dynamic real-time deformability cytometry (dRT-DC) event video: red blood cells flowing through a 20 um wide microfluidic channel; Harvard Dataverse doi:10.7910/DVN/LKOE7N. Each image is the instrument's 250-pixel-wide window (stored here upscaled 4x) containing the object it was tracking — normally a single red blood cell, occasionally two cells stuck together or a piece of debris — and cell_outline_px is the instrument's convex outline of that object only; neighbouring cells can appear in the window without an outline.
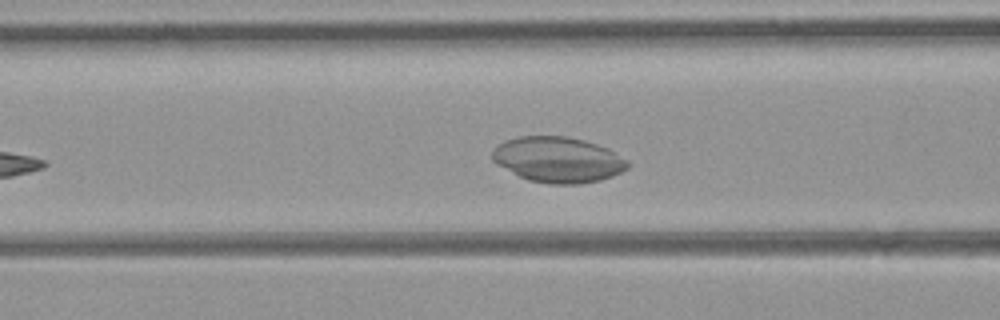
{"species": "common noctule bat (a hibernating species)", "species_latin": "Nyctalus noctula", "temperature_condition": "room temperature", "stored_images_in_passage": 36, "camera_frame_rate_fps": 3000, "um_per_image_px": 0.085, "animal": {"sex": "female", "body_mass_g": 21.9}, "frame": {"image": 1, "passage_image": 10, "time_ms": 3.0, "image_size_px": [1000, 320], "cell_outline_px": [[628, 168], [612, 176], [600, 180], [580, 184], [548, 184], [528, 180], [496, 164], [492, 160], [492, 152], [504, 140], [520, 136], [568, 136], [584, 140], [608, 148], [628, 160]], "centroid_in_image_um": [47.43, 13.57], "position_along_channel_um": 119.2, "area_um2": 35.95}}
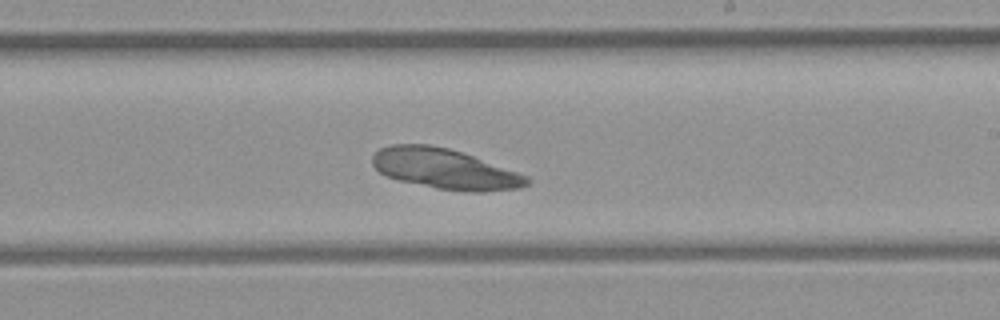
{"frame": {"image": 2, "passage_image": 19, "time_ms": 6.0, "image_size_px": [1000, 320], "cell_outline_px": [[532, 184], [520, 188], [484, 192], [468, 192], [436, 188], [400, 180], [384, 176], [372, 164], [372, 156], [380, 148], [392, 144], [428, 144], [448, 148], [472, 156], [528, 176], [532, 180]], "centroid_in_image_um": [37.82, 14.37], "position_along_channel_um": 251.2, "area_um2": 36.18}}
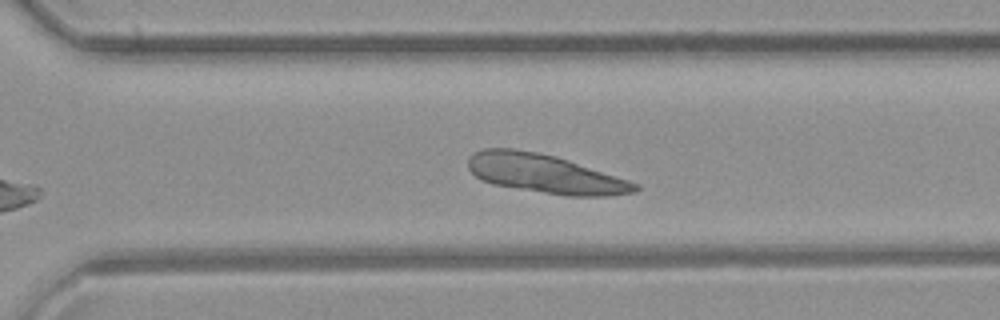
{"frame": {"image": 3, "passage_image": 24, "time_ms": 7.667, "image_size_px": [1000, 320], "cell_outline_px": [[640, 188], [636, 192], [608, 196], [568, 196], [492, 184], [480, 180], [468, 168], [468, 160], [472, 152], [484, 148], [512, 148], [536, 152], [556, 156], [640, 184]], "centroid_in_image_um": [46.31, 14.77], "position_along_channel_um": 324.3, "area_um2": 37.69}}